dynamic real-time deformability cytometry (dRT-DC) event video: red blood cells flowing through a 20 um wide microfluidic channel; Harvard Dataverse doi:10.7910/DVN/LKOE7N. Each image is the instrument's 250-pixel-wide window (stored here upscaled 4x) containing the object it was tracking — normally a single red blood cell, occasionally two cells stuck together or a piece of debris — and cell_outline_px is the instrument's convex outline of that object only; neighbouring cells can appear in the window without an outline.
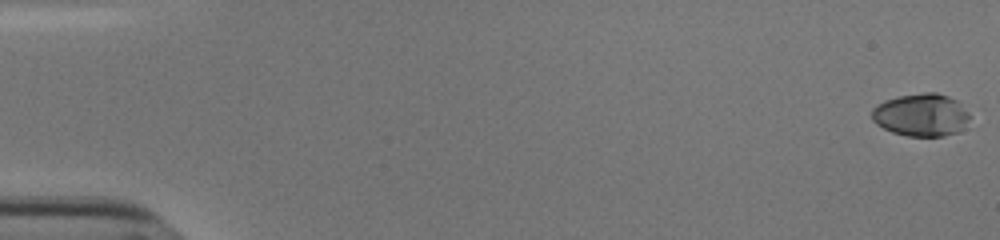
{"species": "human", "species_latin": "Homo sapiens", "temperature_condition": "cold", "stored_images_in_passage": 35, "camera_frame_rate_fps": 3000, "um_per_image_px": 0.085, "donor": {"sex": "male"}, "frame": {"image": 1, "passage_image": 1, "time_ms": 0.0, "image_size_px": [1000, 240], "cell_outline_px": [[968, 116], [960, 132], [944, 136], [908, 136], [892, 132], [876, 124], [872, 120], [872, 108], [884, 100], [900, 96], [924, 92], [936, 92], [948, 96], [956, 100], [968, 112]], "centroid_in_image_um": [78.27, 9.77], "position_along_channel_um": 6.7, "area_um2": 24.22}}
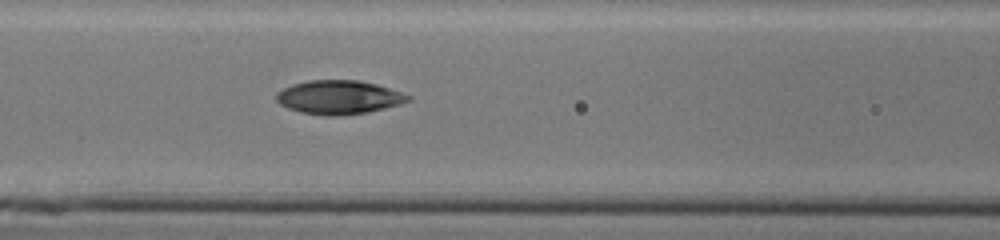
{"frame": {"image": 2, "passage_image": 25, "time_ms": 8.0, "image_size_px": [1000, 240], "cell_outline_px": [[412, 100], [384, 108], [368, 112], [336, 116], [324, 116], [300, 112], [288, 108], [280, 104], [276, 100], [276, 92], [292, 84], [308, 80], [360, 80], [376, 84], [412, 96]], "centroid_in_image_um": [28.78, 8.27], "position_along_channel_um": 137.8, "area_um2": 25.95}}
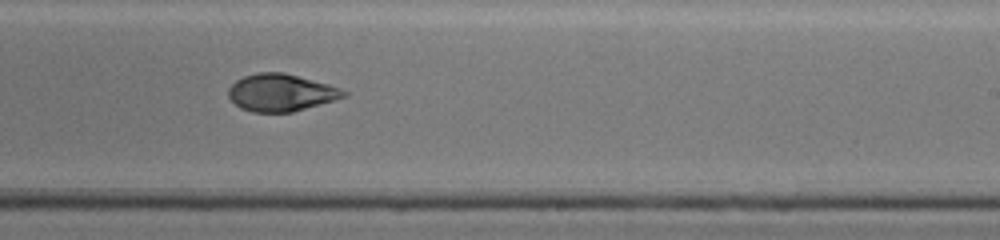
{"frame": {"image": 3, "passage_image": 35, "time_ms": 11.333, "image_size_px": [1000, 240], "cell_outline_px": [[348, 96], [292, 112], [252, 112], [240, 108], [228, 96], [228, 88], [236, 80], [244, 76], [256, 72], [284, 72], [328, 84], [340, 88], [348, 92]], "centroid_in_image_um": [23.87, 7.86], "position_along_channel_um": 265.1, "area_um2": 25.03}}